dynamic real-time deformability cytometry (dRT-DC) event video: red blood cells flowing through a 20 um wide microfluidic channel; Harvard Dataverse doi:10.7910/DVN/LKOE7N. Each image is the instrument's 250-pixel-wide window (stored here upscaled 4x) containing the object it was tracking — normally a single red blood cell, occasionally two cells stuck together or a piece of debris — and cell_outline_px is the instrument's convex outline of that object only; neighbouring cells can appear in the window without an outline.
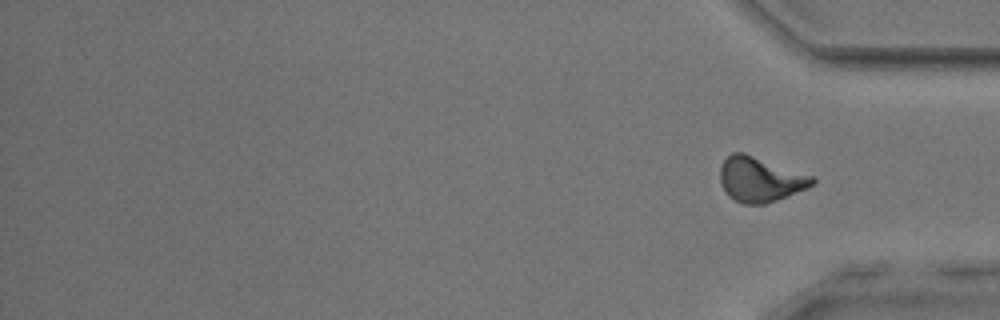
{"species": "common noctule bat (a hibernating species)", "species_latin": "Nyctalus noctula", "temperature_condition": "room temperature", "stored_images_in_passage": 41, "segment_of_instrument_passage": [2, 2], "camera_frame_rate_fps": 3000, "um_per_image_px": 0.085, "animal": {"sex": "male", "body_mass_g": 17.9, "forearm_length_mm": 54.2}, "frame": {"image": 1, "passage_image": 41, "time_ms": 13.333, "image_size_px": [1000, 320], "cell_outline_px": [[816, 184], [776, 200], [764, 204], [744, 204], [728, 196], [724, 192], [720, 184], [720, 164], [732, 152], [744, 152], [812, 176], [816, 180]], "centroid_in_image_um": [64.57, 15.24], "position_along_channel_um": 370.6, "area_um2": 24.04}}